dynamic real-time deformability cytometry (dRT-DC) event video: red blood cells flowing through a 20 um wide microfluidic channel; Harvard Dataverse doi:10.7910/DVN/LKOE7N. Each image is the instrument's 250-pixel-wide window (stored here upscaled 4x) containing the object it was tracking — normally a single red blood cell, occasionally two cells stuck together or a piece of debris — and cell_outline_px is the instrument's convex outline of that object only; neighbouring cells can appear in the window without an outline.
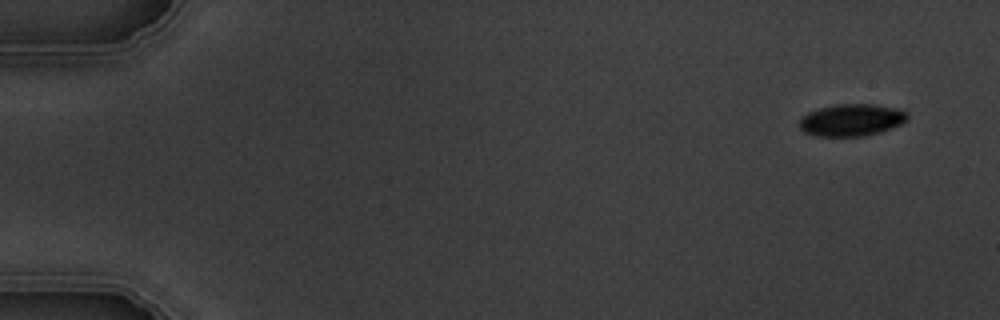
{"species": "common noctule bat (a hibernating species)", "species_latin": "Nyctalus noctula", "temperature_condition": "warm", "stored_images_in_passage": 6, "camera_frame_rate_fps": 3000, "um_per_image_px": 0.085, "animal": {"sex": "male", "body_mass_g": 19.5, "forearm_length_mm": 54.6}, "frame": {"image": 1, "passage_image": 1, "time_ms": 0.0, "image_size_px": [1000, 320], "cell_outline_px": [[908, 120], [892, 128], [880, 132], [864, 136], [816, 136], [804, 132], [800, 128], [800, 120], [808, 112], [820, 108], [836, 104], [872, 104], [900, 108], [908, 112]], "centroid_in_image_um": [72.43, 10.2], "position_along_channel_um": 12.6, "area_um2": 20.29}}
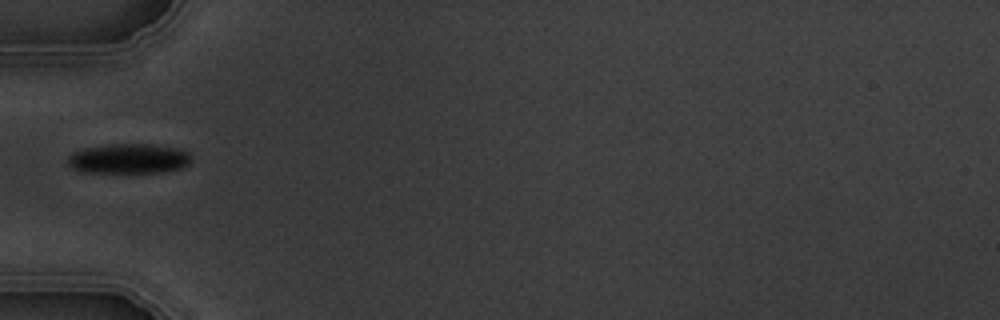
{"frame": {"image": 2, "passage_image": 5, "time_ms": 5.333, "image_size_px": [1000, 320], "cell_outline_px": [[192, 160], [188, 164], [180, 168], [160, 172], [84, 172], [72, 168], [68, 164], [68, 156], [72, 152], [84, 148], [108, 144], [152, 144], [176, 148], [188, 152], [192, 156]], "centroid_in_image_um": [10.94, 13.47], "position_along_channel_um": 74.1, "area_um2": 21.5}}